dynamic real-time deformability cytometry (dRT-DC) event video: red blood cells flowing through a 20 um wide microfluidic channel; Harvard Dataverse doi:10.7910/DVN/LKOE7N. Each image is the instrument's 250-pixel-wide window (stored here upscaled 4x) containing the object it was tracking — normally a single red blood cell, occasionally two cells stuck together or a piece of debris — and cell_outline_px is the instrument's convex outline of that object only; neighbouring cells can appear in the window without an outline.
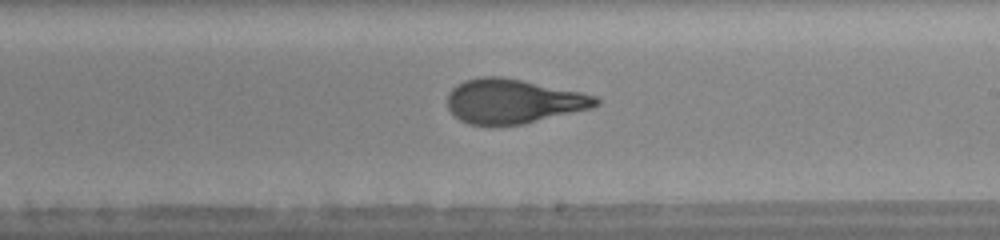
{"species": "human", "species_latin": "Homo sapiens", "temperature_condition": "warm", "stored_images_in_passage": 32, "camera_frame_rate_fps": 3000, "um_per_image_px": 0.085, "donor": {"sex": "female"}, "frame": {"image": 1, "passage_image": 19, "time_ms": 6.0, "image_size_px": [1000, 240], "cell_outline_px": [[600, 104], [592, 108], [524, 124], [492, 128], [468, 124], [460, 120], [448, 108], [448, 92], [452, 88], [464, 80], [480, 76], [500, 76], [580, 92], [596, 96], [600, 100]], "centroid_in_image_um": [43.59, 8.64], "position_along_channel_um": 245.4, "area_um2": 38.9}}